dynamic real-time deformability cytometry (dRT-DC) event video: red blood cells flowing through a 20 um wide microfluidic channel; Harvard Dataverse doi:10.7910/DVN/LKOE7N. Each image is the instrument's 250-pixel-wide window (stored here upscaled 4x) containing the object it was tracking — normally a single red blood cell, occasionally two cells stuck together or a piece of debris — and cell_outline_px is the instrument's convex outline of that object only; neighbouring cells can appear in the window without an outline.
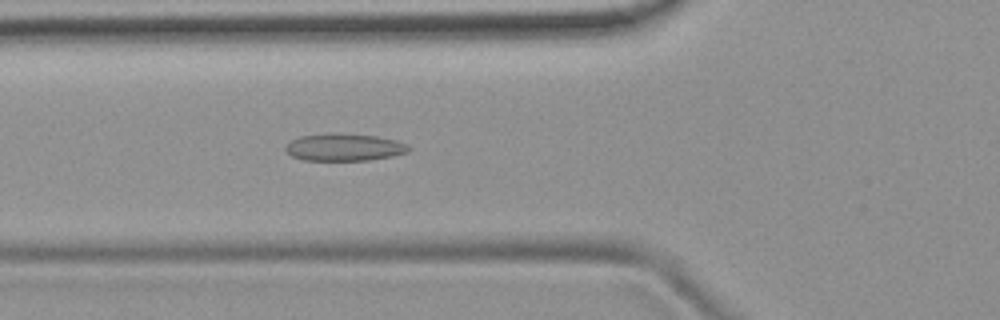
{"species": "common noctule bat (a hibernating species)", "species_latin": "Nyctalus noctula", "temperature_condition": "room temperature", "stored_images_in_passage": 52, "camera_frame_rate_fps": 3000, "um_per_image_px": 0.085, "animal": {"sex": "female", "body_mass_g": 19.9}, "frame": {"image": 1, "passage_image": 19, "time_ms": 6.0, "image_size_px": [1000, 320], "cell_outline_px": [[412, 148], [408, 152], [392, 156], [368, 160], [304, 160], [292, 156], [284, 148], [292, 140], [300, 136], [336, 132], [340, 132], [376, 136], [396, 140]], "centroid_in_image_um": [29.27, 12.5], "position_along_channel_um": 96.5, "area_um2": 19.59}}
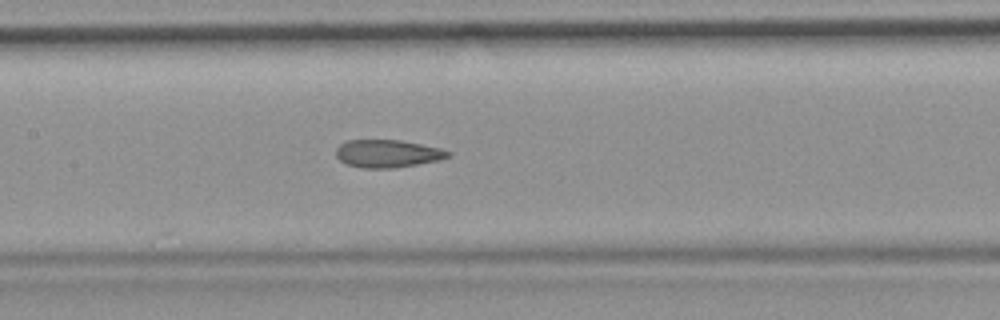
{"frame": {"image": 2, "passage_image": 25, "time_ms": 8.0, "image_size_px": [1000, 320], "cell_outline_px": [[452, 156], [440, 160], [396, 168], [364, 168], [344, 164], [336, 156], [336, 148], [340, 144], [348, 140], [400, 140], [440, 148], [452, 152]], "centroid_in_image_um": [32.95, 13.06], "position_along_channel_um": 174.4, "area_um2": 18.26}}
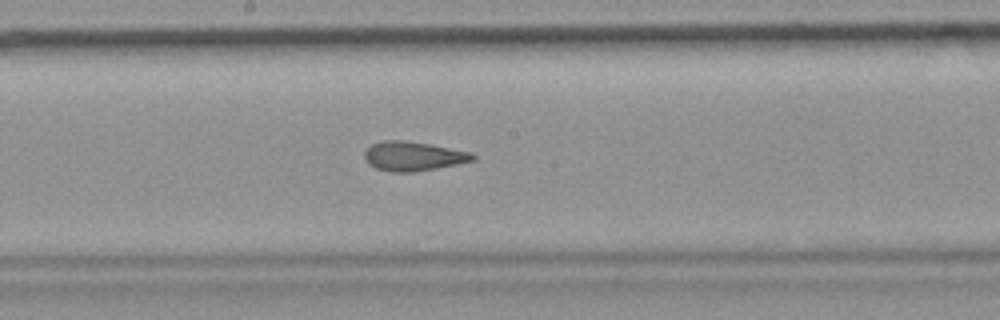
{"frame": {"image": 3, "passage_image": 28, "time_ms": 9.0, "image_size_px": [1000, 320], "cell_outline_px": [[476, 160], [436, 168], [412, 172], [392, 172], [376, 168], [368, 164], [364, 160], [364, 152], [372, 144], [384, 140], [404, 140], [428, 144], [468, 152], [476, 156]], "centroid_in_image_um": [35.07, 13.28], "position_along_channel_um": 213.1, "area_um2": 18.26}, "authors_computed_cell_mechanics": {"area_um2": 19.2185, "velocity_mm_per_s": 3.8817, "shape_relaxation_time_tau1_ms": null, "shape_relaxation_time_tau2_ms": 1.6515, "deformation_change_tau1": null, "deformation_change_tau2": 0.0821}}